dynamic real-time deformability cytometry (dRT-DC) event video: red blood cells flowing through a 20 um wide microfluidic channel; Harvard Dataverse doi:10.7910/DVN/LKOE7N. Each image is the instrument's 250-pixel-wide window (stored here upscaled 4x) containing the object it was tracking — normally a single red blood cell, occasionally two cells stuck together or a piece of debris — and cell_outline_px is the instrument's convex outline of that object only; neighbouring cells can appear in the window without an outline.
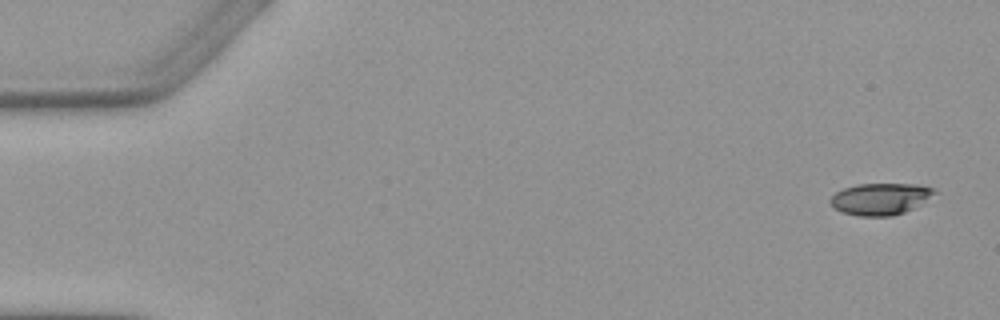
{"species": "Egyptian fruit bat (a non-hibernating species)", "species_latin": "Rousettus aegyptiacus", "temperature_condition": "warm", "stored_images_in_passage": 9, "camera_frame_rate_fps": 3000, "um_per_image_px": 0.085, "animal": {"sex": "female"}, "frame": {"image": 1, "passage_image": 1, "time_ms": 0.0, "image_size_px": [1000, 320], "cell_outline_px": [[940, 192], [912, 208], [904, 212], [892, 216], [856, 216], [840, 212], [828, 200], [836, 192], [844, 188], [856, 184], [916, 184], [936, 188]], "centroid_in_image_um": [74.85, 16.9], "position_along_channel_um": 10.1, "area_um2": 19.36}}
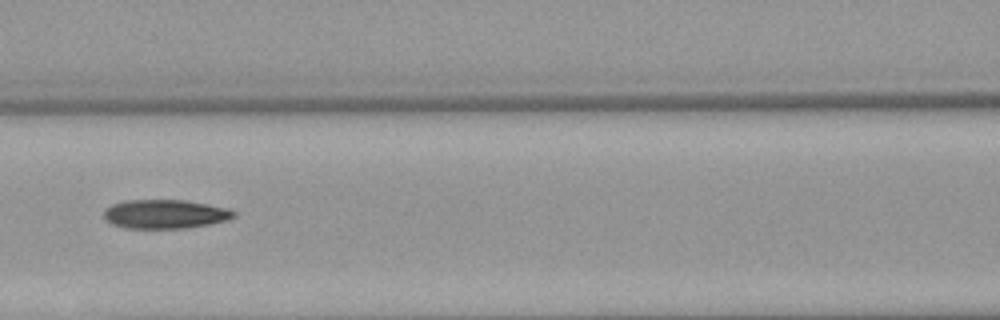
{"frame": {"image": 2, "passage_image": 6, "time_ms": 7.333, "image_size_px": [1000, 320], "cell_outline_px": [[236, 216], [224, 220], [208, 224], [184, 228], [124, 228], [112, 224], [104, 220], [104, 208], [112, 204], [128, 200], [184, 200], [208, 204], [224, 208], [236, 212]], "centroid_in_image_um": [13.96, 18.19], "position_along_channel_um": 152.6, "area_um2": 21.79}}
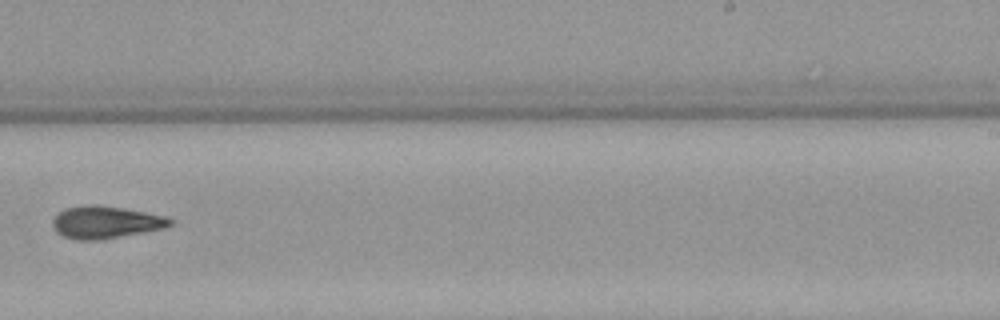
{"frame": {"image": 3, "passage_image": 9, "time_ms": 10.667, "image_size_px": [1000, 320], "cell_outline_px": [[172, 224], [164, 228], [144, 232], [100, 240], [76, 240], [64, 236], [56, 232], [52, 228], [52, 220], [64, 208], [84, 204], [96, 204], [124, 208], [164, 216], [172, 220]], "centroid_in_image_um": [8.93, 18.89], "position_along_channel_um": 280.1, "area_um2": 22.2}}